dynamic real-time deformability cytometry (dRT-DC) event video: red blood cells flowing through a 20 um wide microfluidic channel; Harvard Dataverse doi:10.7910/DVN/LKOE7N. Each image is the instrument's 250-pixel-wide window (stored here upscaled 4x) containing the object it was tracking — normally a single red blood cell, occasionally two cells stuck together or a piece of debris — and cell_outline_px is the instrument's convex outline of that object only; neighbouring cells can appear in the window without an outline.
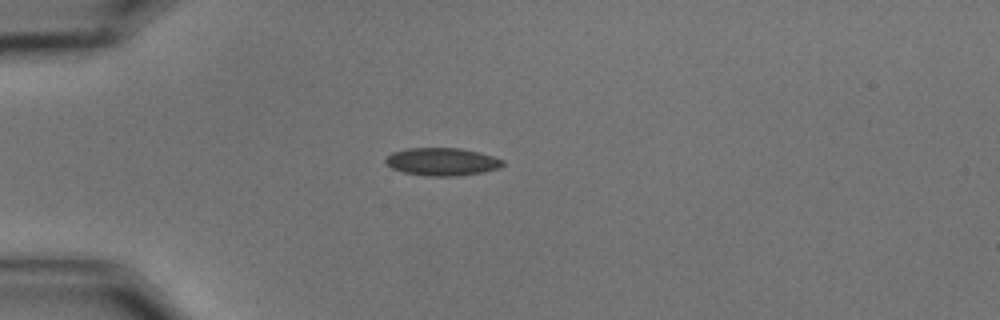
{"species": "common noctule bat (a hibernating species)", "species_latin": "Nyctalus noctula", "temperature_condition": "cold", "stored_images_in_passage": 43, "camera_frame_rate_fps": 3000, "um_per_image_px": 0.085, "animal": {"sex": "male", "body_mass_g": 15.6}, "frame": {"image": 1, "passage_image": 1, "time_ms": 0.0, "image_size_px": [1000, 320], "cell_outline_px": [[504, 164], [500, 168], [484, 172], [456, 176], [424, 176], [404, 172], [392, 168], [384, 160], [392, 152], [404, 148], [460, 148], [480, 152], [504, 160]], "centroid_in_image_um": [37.59, 13.74], "position_along_channel_um": 47.4, "area_um2": 19.07}}
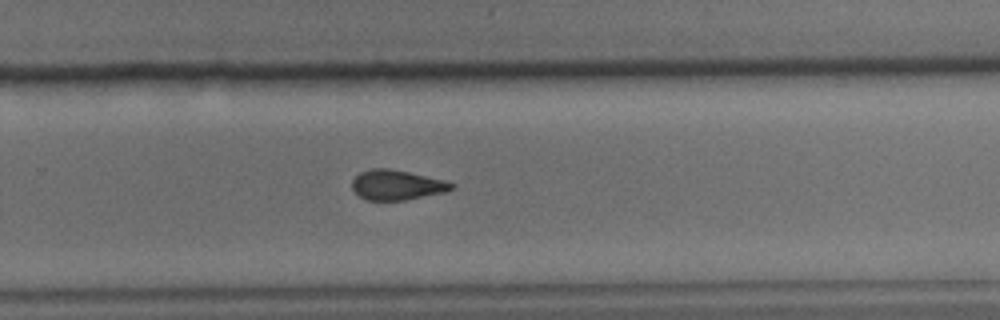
{"frame": {"image": 2, "passage_image": 24, "time_ms": 7.667, "image_size_px": [1000, 320], "cell_outline_px": [[456, 188], [444, 192], [404, 200], [368, 200], [360, 196], [352, 188], [352, 180], [360, 172], [372, 168], [388, 168], [408, 172], [444, 180], [456, 184]], "centroid_in_image_um": [33.74, 15.72], "position_along_channel_um": 296.1, "area_um2": 17.22}}
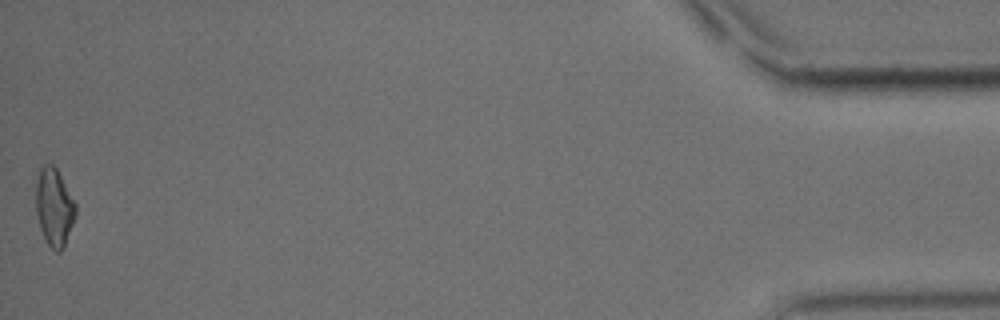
{"frame": {"image": 3, "passage_image": 43, "time_ms": 14.0, "image_size_px": [1000, 320], "cell_outline_px": [[76, 216], [64, 248], [60, 252], [56, 252], [48, 244], [40, 228], [36, 212], [36, 168], [44, 164], [52, 164], [56, 168], [76, 204]], "centroid_in_image_um": [4.59, 17.58], "position_along_channel_um": 430.6, "area_um2": 18.21}, "authors_computed_cell_mechanics": {"area_um2": 17.9758, "velocity_mm_per_s": 3.4955, "shape_relaxation_time_tau1_ms": null, "shape_relaxation_time_tau2_ms": 3.2951, "deformation_change_tau1": null, "deformation_change_tau2": 0.0864}}